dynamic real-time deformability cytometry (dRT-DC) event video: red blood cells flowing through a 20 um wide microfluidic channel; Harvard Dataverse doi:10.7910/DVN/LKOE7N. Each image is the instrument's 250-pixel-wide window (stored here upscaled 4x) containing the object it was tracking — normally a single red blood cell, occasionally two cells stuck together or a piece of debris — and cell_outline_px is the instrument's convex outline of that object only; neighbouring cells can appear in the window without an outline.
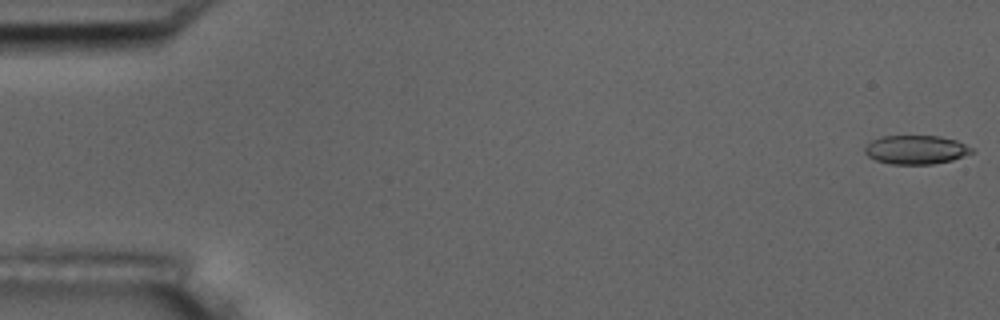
{"species": "common noctule bat (a hibernating species)", "species_latin": "Nyctalus noctula", "temperature_condition": "room temperature", "stored_images_in_passage": 55, "camera_frame_rate_fps": 3000, "um_per_image_px": 0.085, "animal": {"sex": "male", "body_mass_g": 17.5, "forearm_length_mm": 52.3}, "frame": {"image": 1, "passage_image": 1, "time_ms": 0.0, "image_size_px": [1000, 320], "cell_outline_px": [[976, 152], [952, 160], [932, 164], [888, 164], [876, 160], [868, 156], [864, 152], [864, 148], [872, 140], [880, 136], [940, 136], [956, 140], [972, 148]], "centroid_in_image_um": [77.86, 12.73], "position_along_channel_um": 7.1, "area_um2": 18.03}}
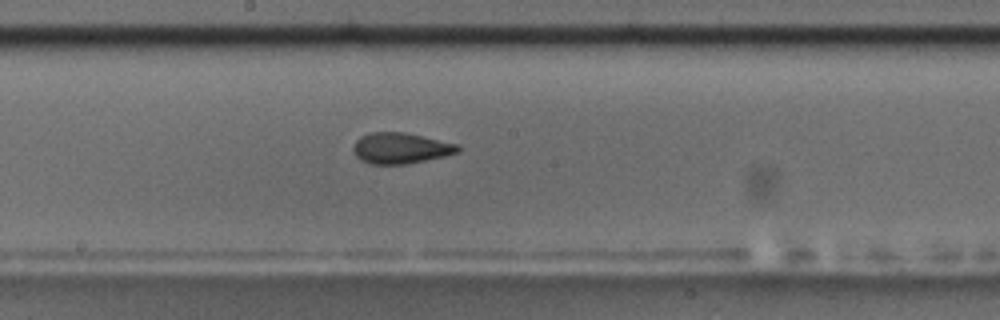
{"frame": {"image": 2, "passage_image": 30, "time_ms": 9.667, "image_size_px": [1000, 320], "cell_outline_px": [[460, 148], [456, 152], [444, 156], [404, 164], [368, 164], [360, 160], [352, 152], [352, 148], [356, 140], [360, 136], [368, 132], [404, 132], [460, 144]], "centroid_in_image_um": [34.0, 12.58], "position_along_channel_um": 214.2, "area_um2": 18.9}}
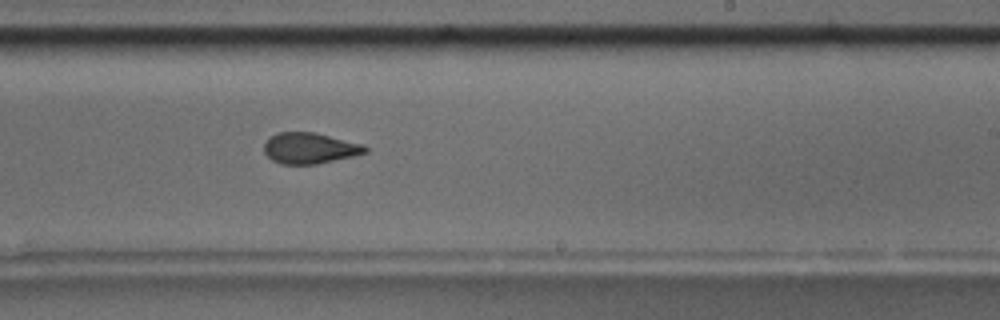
{"frame": {"image": 3, "passage_image": 34, "time_ms": 11.0, "image_size_px": [1000, 320], "cell_outline_px": [[368, 152], [352, 156], [316, 164], [280, 164], [272, 160], [264, 152], [264, 144], [276, 132], [316, 132], [364, 144], [368, 148]], "centroid_in_image_um": [26.34, 12.59], "position_along_channel_um": 262.7, "area_um2": 18.26}}